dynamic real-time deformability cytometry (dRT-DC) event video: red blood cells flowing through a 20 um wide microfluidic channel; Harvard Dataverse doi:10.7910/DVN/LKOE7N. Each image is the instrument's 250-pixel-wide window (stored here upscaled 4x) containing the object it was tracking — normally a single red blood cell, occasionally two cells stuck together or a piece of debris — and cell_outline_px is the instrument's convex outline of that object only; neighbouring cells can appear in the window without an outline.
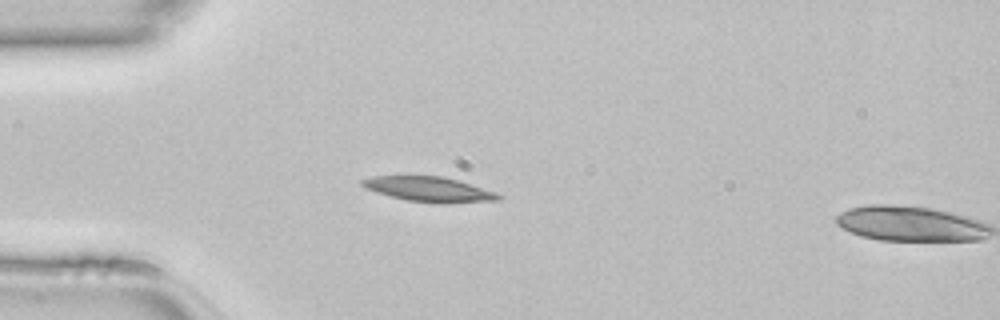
{"species": "common noctule bat (a hibernating species)", "species_latin": "Nyctalus noctula", "temperature_condition": "room temperature", "stored_images_in_passage": 2, "camera_frame_rate_fps": 3000, "um_per_image_px": 0.085, "animal": {"sex": "female", "body_mass_g": 22.7, "forearm_length_mm": 54.2}, "frame": {"image": 1, "passage_image": 1, "time_ms": 0.0, "image_size_px": [1000, 320], "cell_outline_px": [[504, 196], [500, 200], [408, 200], [376, 192], [360, 184], [360, 180], [372, 176], [440, 176], [456, 180], [496, 192]], "centroid_in_image_um": [36.37, 16.02], "position_along_channel_um": 48.6, "area_um2": 18.26}}